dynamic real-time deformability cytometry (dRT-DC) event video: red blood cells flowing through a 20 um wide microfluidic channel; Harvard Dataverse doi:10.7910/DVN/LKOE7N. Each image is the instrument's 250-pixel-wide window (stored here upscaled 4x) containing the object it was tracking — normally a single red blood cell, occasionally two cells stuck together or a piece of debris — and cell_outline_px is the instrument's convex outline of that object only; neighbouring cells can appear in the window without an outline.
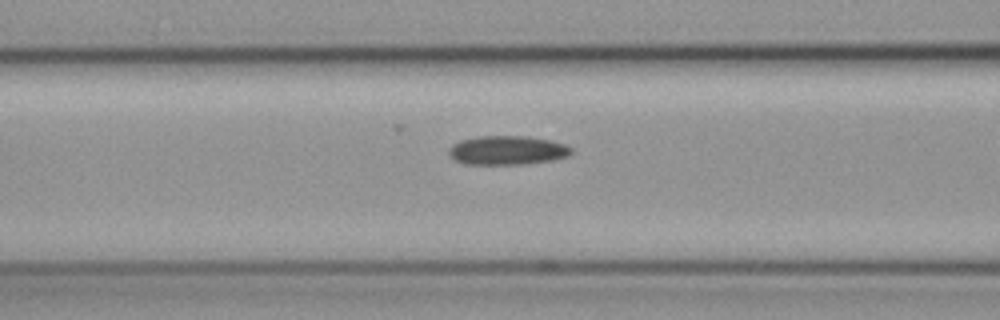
{"species": "common noctule bat (a hibernating species)", "species_latin": "Nyctalus noctula", "temperature_condition": "cold", "stored_images_in_passage": 7, "camera_frame_rate_fps": 3000, "um_per_image_px": 0.085, "animal": {"sex": "female", "body_mass_g": 19.3, "forearm_length_mm": 54.1}, "frame": {"image": 1, "passage_image": 5, "time_ms": 1.333, "image_size_px": [1000, 320], "cell_outline_px": [[572, 152], [568, 156], [548, 160], [520, 164], [464, 164], [448, 156], [448, 148], [452, 144], [460, 140], [476, 136], [524, 136], [548, 140], [564, 144], [572, 148]], "centroid_in_image_um": [43.04, 12.77], "position_along_channel_um": 123.6, "area_um2": 20.58}}